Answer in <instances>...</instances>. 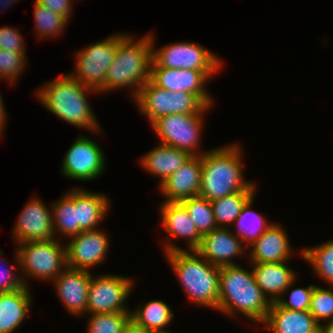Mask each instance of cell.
Returning <instances> with one entry per match:
<instances>
[{"label": "cell", "mask_w": 333, "mask_h": 333, "mask_svg": "<svg viewBox=\"0 0 333 333\" xmlns=\"http://www.w3.org/2000/svg\"><path fill=\"white\" fill-rule=\"evenodd\" d=\"M130 36L127 35L118 44L116 56L105 78L104 92L131 87L134 99L139 89L151 78L153 42L151 32L138 40Z\"/></svg>", "instance_id": "5"}, {"label": "cell", "mask_w": 333, "mask_h": 333, "mask_svg": "<svg viewBox=\"0 0 333 333\" xmlns=\"http://www.w3.org/2000/svg\"><path fill=\"white\" fill-rule=\"evenodd\" d=\"M52 203L50 207L55 237L62 235V238H71L83 231L78 224L77 208H75V189L69 190L62 198Z\"/></svg>", "instance_id": "26"}, {"label": "cell", "mask_w": 333, "mask_h": 333, "mask_svg": "<svg viewBox=\"0 0 333 333\" xmlns=\"http://www.w3.org/2000/svg\"><path fill=\"white\" fill-rule=\"evenodd\" d=\"M3 97L0 94V135H2L3 131H4V127L6 125V112H5V104L3 103Z\"/></svg>", "instance_id": "41"}, {"label": "cell", "mask_w": 333, "mask_h": 333, "mask_svg": "<svg viewBox=\"0 0 333 333\" xmlns=\"http://www.w3.org/2000/svg\"><path fill=\"white\" fill-rule=\"evenodd\" d=\"M239 144L231 143L201 155L199 196L211 202L235 192L256 191L255 183L244 180L243 153Z\"/></svg>", "instance_id": "2"}, {"label": "cell", "mask_w": 333, "mask_h": 333, "mask_svg": "<svg viewBox=\"0 0 333 333\" xmlns=\"http://www.w3.org/2000/svg\"><path fill=\"white\" fill-rule=\"evenodd\" d=\"M202 163L200 156H191L181 167L159 185L163 202H180L199 196Z\"/></svg>", "instance_id": "18"}, {"label": "cell", "mask_w": 333, "mask_h": 333, "mask_svg": "<svg viewBox=\"0 0 333 333\" xmlns=\"http://www.w3.org/2000/svg\"><path fill=\"white\" fill-rule=\"evenodd\" d=\"M128 34H112L104 40L76 51V71L70 73L77 81L86 87L102 94L105 78L112 64L118 44Z\"/></svg>", "instance_id": "8"}, {"label": "cell", "mask_w": 333, "mask_h": 333, "mask_svg": "<svg viewBox=\"0 0 333 333\" xmlns=\"http://www.w3.org/2000/svg\"><path fill=\"white\" fill-rule=\"evenodd\" d=\"M29 286L0 293V333H12L28 316L32 297Z\"/></svg>", "instance_id": "23"}, {"label": "cell", "mask_w": 333, "mask_h": 333, "mask_svg": "<svg viewBox=\"0 0 333 333\" xmlns=\"http://www.w3.org/2000/svg\"><path fill=\"white\" fill-rule=\"evenodd\" d=\"M217 71H196L189 69L151 68L150 81L161 89L173 92H187L197 95L207 106L213 100L205 84Z\"/></svg>", "instance_id": "14"}, {"label": "cell", "mask_w": 333, "mask_h": 333, "mask_svg": "<svg viewBox=\"0 0 333 333\" xmlns=\"http://www.w3.org/2000/svg\"><path fill=\"white\" fill-rule=\"evenodd\" d=\"M88 93L99 92L84 86L71 74H66L46 82L38 88L36 95L40 103L57 118L78 128L99 133L102 129L87 101Z\"/></svg>", "instance_id": "4"}, {"label": "cell", "mask_w": 333, "mask_h": 333, "mask_svg": "<svg viewBox=\"0 0 333 333\" xmlns=\"http://www.w3.org/2000/svg\"><path fill=\"white\" fill-rule=\"evenodd\" d=\"M190 157L191 155L184 150L159 143L145 153L140 162L141 167L160 178V185Z\"/></svg>", "instance_id": "24"}, {"label": "cell", "mask_w": 333, "mask_h": 333, "mask_svg": "<svg viewBox=\"0 0 333 333\" xmlns=\"http://www.w3.org/2000/svg\"><path fill=\"white\" fill-rule=\"evenodd\" d=\"M255 196H252L243 206L241 213L233 222L236 231L233 233L250 248L252 244L262 236V234L273 224L267 223L265 217L251 209Z\"/></svg>", "instance_id": "27"}, {"label": "cell", "mask_w": 333, "mask_h": 333, "mask_svg": "<svg viewBox=\"0 0 333 333\" xmlns=\"http://www.w3.org/2000/svg\"><path fill=\"white\" fill-rule=\"evenodd\" d=\"M133 282L134 280L118 274L93 275L89 284L87 315L131 312L126 300L132 292Z\"/></svg>", "instance_id": "11"}, {"label": "cell", "mask_w": 333, "mask_h": 333, "mask_svg": "<svg viewBox=\"0 0 333 333\" xmlns=\"http://www.w3.org/2000/svg\"><path fill=\"white\" fill-rule=\"evenodd\" d=\"M180 203L186 208L198 232L204 236L218 228L212 211L211 202L201 196L186 198Z\"/></svg>", "instance_id": "31"}, {"label": "cell", "mask_w": 333, "mask_h": 333, "mask_svg": "<svg viewBox=\"0 0 333 333\" xmlns=\"http://www.w3.org/2000/svg\"><path fill=\"white\" fill-rule=\"evenodd\" d=\"M219 281L217 310L230 316L242 313L256 324L265 321L271 302L257 285L252 270L240 265L221 266Z\"/></svg>", "instance_id": "3"}, {"label": "cell", "mask_w": 333, "mask_h": 333, "mask_svg": "<svg viewBox=\"0 0 333 333\" xmlns=\"http://www.w3.org/2000/svg\"><path fill=\"white\" fill-rule=\"evenodd\" d=\"M252 266L255 281L270 302H276L291 287L293 288L296 273L287 266V261L252 263Z\"/></svg>", "instance_id": "20"}, {"label": "cell", "mask_w": 333, "mask_h": 333, "mask_svg": "<svg viewBox=\"0 0 333 333\" xmlns=\"http://www.w3.org/2000/svg\"><path fill=\"white\" fill-rule=\"evenodd\" d=\"M2 251L0 250V256ZM2 266V265H0ZM3 267V266H2ZM13 268L1 269L0 267V293L13 292L25 286L20 273L12 272Z\"/></svg>", "instance_id": "38"}, {"label": "cell", "mask_w": 333, "mask_h": 333, "mask_svg": "<svg viewBox=\"0 0 333 333\" xmlns=\"http://www.w3.org/2000/svg\"><path fill=\"white\" fill-rule=\"evenodd\" d=\"M26 52H12L0 49V78L16 83L26 67Z\"/></svg>", "instance_id": "35"}, {"label": "cell", "mask_w": 333, "mask_h": 333, "mask_svg": "<svg viewBox=\"0 0 333 333\" xmlns=\"http://www.w3.org/2000/svg\"><path fill=\"white\" fill-rule=\"evenodd\" d=\"M109 201L104 193L75 188V208H77L79 227L83 231L98 229V224L110 210Z\"/></svg>", "instance_id": "25"}, {"label": "cell", "mask_w": 333, "mask_h": 333, "mask_svg": "<svg viewBox=\"0 0 333 333\" xmlns=\"http://www.w3.org/2000/svg\"><path fill=\"white\" fill-rule=\"evenodd\" d=\"M302 258L310 263L314 273L333 286V239L301 251Z\"/></svg>", "instance_id": "30"}, {"label": "cell", "mask_w": 333, "mask_h": 333, "mask_svg": "<svg viewBox=\"0 0 333 333\" xmlns=\"http://www.w3.org/2000/svg\"><path fill=\"white\" fill-rule=\"evenodd\" d=\"M109 238L105 230L82 231L70 238L66 246L67 267L90 271L106 258Z\"/></svg>", "instance_id": "13"}, {"label": "cell", "mask_w": 333, "mask_h": 333, "mask_svg": "<svg viewBox=\"0 0 333 333\" xmlns=\"http://www.w3.org/2000/svg\"><path fill=\"white\" fill-rule=\"evenodd\" d=\"M15 261L25 286H29L24 277L53 281L67 268L66 245L60 240L29 241L18 244ZM23 272V273H22ZM25 275V276H24Z\"/></svg>", "instance_id": "6"}, {"label": "cell", "mask_w": 333, "mask_h": 333, "mask_svg": "<svg viewBox=\"0 0 333 333\" xmlns=\"http://www.w3.org/2000/svg\"><path fill=\"white\" fill-rule=\"evenodd\" d=\"M173 311L163 300H149L131 311V320L149 330H163L173 321Z\"/></svg>", "instance_id": "28"}, {"label": "cell", "mask_w": 333, "mask_h": 333, "mask_svg": "<svg viewBox=\"0 0 333 333\" xmlns=\"http://www.w3.org/2000/svg\"><path fill=\"white\" fill-rule=\"evenodd\" d=\"M159 208L162 226L170 237L184 238L188 250H195L202 239L186 208L180 202H163Z\"/></svg>", "instance_id": "22"}, {"label": "cell", "mask_w": 333, "mask_h": 333, "mask_svg": "<svg viewBox=\"0 0 333 333\" xmlns=\"http://www.w3.org/2000/svg\"><path fill=\"white\" fill-rule=\"evenodd\" d=\"M23 37L17 29L9 26L0 28V49L12 52H26Z\"/></svg>", "instance_id": "37"}, {"label": "cell", "mask_w": 333, "mask_h": 333, "mask_svg": "<svg viewBox=\"0 0 333 333\" xmlns=\"http://www.w3.org/2000/svg\"><path fill=\"white\" fill-rule=\"evenodd\" d=\"M309 312L320 325V321H333V291L316 285L312 293Z\"/></svg>", "instance_id": "34"}, {"label": "cell", "mask_w": 333, "mask_h": 333, "mask_svg": "<svg viewBox=\"0 0 333 333\" xmlns=\"http://www.w3.org/2000/svg\"><path fill=\"white\" fill-rule=\"evenodd\" d=\"M164 251L189 300L196 305L217 310L220 267L209 263L196 250L183 249L171 240Z\"/></svg>", "instance_id": "1"}, {"label": "cell", "mask_w": 333, "mask_h": 333, "mask_svg": "<svg viewBox=\"0 0 333 333\" xmlns=\"http://www.w3.org/2000/svg\"><path fill=\"white\" fill-rule=\"evenodd\" d=\"M245 248L243 242L230 228L218 227L202 236L195 250L209 263L221 267L238 265L231 259L243 256Z\"/></svg>", "instance_id": "17"}, {"label": "cell", "mask_w": 333, "mask_h": 333, "mask_svg": "<svg viewBox=\"0 0 333 333\" xmlns=\"http://www.w3.org/2000/svg\"><path fill=\"white\" fill-rule=\"evenodd\" d=\"M250 247V263H280L292 257L287 232L279 223H273Z\"/></svg>", "instance_id": "19"}, {"label": "cell", "mask_w": 333, "mask_h": 333, "mask_svg": "<svg viewBox=\"0 0 333 333\" xmlns=\"http://www.w3.org/2000/svg\"><path fill=\"white\" fill-rule=\"evenodd\" d=\"M91 271L67 267L52 282L66 310L74 316L87 314ZM55 283V284H54Z\"/></svg>", "instance_id": "16"}, {"label": "cell", "mask_w": 333, "mask_h": 333, "mask_svg": "<svg viewBox=\"0 0 333 333\" xmlns=\"http://www.w3.org/2000/svg\"><path fill=\"white\" fill-rule=\"evenodd\" d=\"M87 333H122L131 319V312L89 315Z\"/></svg>", "instance_id": "33"}, {"label": "cell", "mask_w": 333, "mask_h": 333, "mask_svg": "<svg viewBox=\"0 0 333 333\" xmlns=\"http://www.w3.org/2000/svg\"><path fill=\"white\" fill-rule=\"evenodd\" d=\"M18 0H0V8L1 9H6L8 6L13 4L14 2H17ZM0 9V11H1Z\"/></svg>", "instance_id": "43"}, {"label": "cell", "mask_w": 333, "mask_h": 333, "mask_svg": "<svg viewBox=\"0 0 333 333\" xmlns=\"http://www.w3.org/2000/svg\"><path fill=\"white\" fill-rule=\"evenodd\" d=\"M320 333H333V321L326 322L325 326L321 324Z\"/></svg>", "instance_id": "42"}, {"label": "cell", "mask_w": 333, "mask_h": 333, "mask_svg": "<svg viewBox=\"0 0 333 333\" xmlns=\"http://www.w3.org/2000/svg\"><path fill=\"white\" fill-rule=\"evenodd\" d=\"M153 333H171L170 331H167L166 329L163 330H155Z\"/></svg>", "instance_id": "44"}, {"label": "cell", "mask_w": 333, "mask_h": 333, "mask_svg": "<svg viewBox=\"0 0 333 333\" xmlns=\"http://www.w3.org/2000/svg\"><path fill=\"white\" fill-rule=\"evenodd\" d=\"M315 285H310L307 288H296L290 290L289 300H284L280 297L276 303L283 308L294 311H305L310 309L311 297Z\"/></svg>", "instance_id": "36"}, {"label": "cell", "mask_w": 333, "mask_h": 333, "mask_svg": "<svg viewBox=\"0 0 333 333\" xmlns=\"http://www.w3.org/2000/svg\"><path fill=\"white\" fill-rule=\"evenodd\" d=\"M262 324L273 333H320L321 328L309 310H289L280 307L276 302H271Z\"/></svg>", "instance_id": "21"}, {"label": "cell", "mask_w": 333, "mask_h": 333, "mask_svg": "<svg viewBox=\"0 0 333 333\" xmlns=\"http://www.w3.org/2000/svg\"><path fill=\"white\" fill-rule=\"evenodd\" d=\"M122 333H153V331L137 325L133 320L130 319Z\"/></svg>", "instance_id": "40"}, {"label": "cell", "mask_w": 333, "mask_h": 333, "mask_svg": "<svg viewBox=\"0 0 333 333\" xmlns=\"http://www.w3.org/2000/svg\"><path fill=\"white\" fill-rule=\"evenodd\" d=\"M206 106L200 113L169 114L159 117L151 126L160 138V144L175 147L188 152L191 156H200L206 152L200 150L201 133L204 125L203 113L211 109Z\"/></svg>", "instance_id": "9"}, {"label": "cell", "mask_w": 333, "mask_h": 333, "mask_svg": "<svg viewBox=\"0 0 333 333\" xmlns=\"http://www.w3.org/2000/svg\"><path fill=\"white\" fill-rule=\"evenodd\" d=\"M99 144L80 134L64 156L61 172L67 178L90 181L105 171V155Z\"/></svg>", "instance_id": "12"}, {"label": "cell", "mask_w": 333, "mask_h": 333, "mask_svg": "<svg viewBox=\"0 0 333 333\" xmlns=\"http://www.w3.org/2000/svg\"><path fill=\"white\" fill-rule=\"evenodd\" d=\"M153 42V62L151 68L189 69L196 71H219L223 63L213 52L197 43L176 42L155 48Z\"/></svg>", "instance_id": "10"}, {"label": "cell", "mask_w": 333, "mask_h": 333, "mask_svg": "<svg viewBox=\"0 0 333 333\" xmlns=\"http://www.w3.org/2000/svg\"><path fill=\"white\" fill-rule=\"evenodd\" d=\"M12 233L16 244L56 239L52 211L40 198L33 197L18 215Z\"/></svg>", "instance_id": "15"}, {"label": "cell", "mask_w": 333, "mask_h": 333, "mask_svg": "<svg viewBox=\"0 0 333 333\" xmlns=\"http://www.w3.org/2000/svg\"><path fill=\"white\" fill-rule=\"evenodd\" d=\"M255 192L257 191L235 192L211 201L217 227L227 228V225H232L245 203L256 194Z\"/></svg>", "instance_id": "29"}, {"label": "cell", "mask_w": 333, "mask_h": 333, "mask_svg": "<svg viewBox=\"0 0 333 333\" xmlns=\"http://www.w3.org/2000/svg\"><path fill=\"white\" fill-rule=\"evenodd\" d=\"M39 5H42L48 8L50 11L61 15L64 17L68 22L70 20L71 15L73 14L72 11V2L73 0H35ZM72 10V11H71Z\"/></svg>", "instance_id": "39"}, {"label": "cell", "mask_w": 333, "mask_h": 333, "mask_svg": "<svg viewBox=\"0 0 333 333\" xmlns=\"http://www.w3.org/2000/svg\"><path fill=\"white\" fill-rule=\"evenodd\" d=\"M34 22H35V32L40 39H47L52 37H57L60 32H64L66 24L68 21L48 8L39 5L36 1L34 3Z\"/></svg>", "instance_id": "32"}, {"label": "cell", "mask_w": 333, "mask_h": 333, "mask_svg": "<svg viewBox=\"0 0 333 333\" xmlns=\"http://www.w3.org/2000/svg\"><path fill=\"white\" fill-rule=\"evenodd\" d=\"M136 100L140 113L152 124L169 114L200 113L207 105L195 94L161 89L150 80L139 89Z\"/></svg>", "instance_id": "7"}]
</instances>
